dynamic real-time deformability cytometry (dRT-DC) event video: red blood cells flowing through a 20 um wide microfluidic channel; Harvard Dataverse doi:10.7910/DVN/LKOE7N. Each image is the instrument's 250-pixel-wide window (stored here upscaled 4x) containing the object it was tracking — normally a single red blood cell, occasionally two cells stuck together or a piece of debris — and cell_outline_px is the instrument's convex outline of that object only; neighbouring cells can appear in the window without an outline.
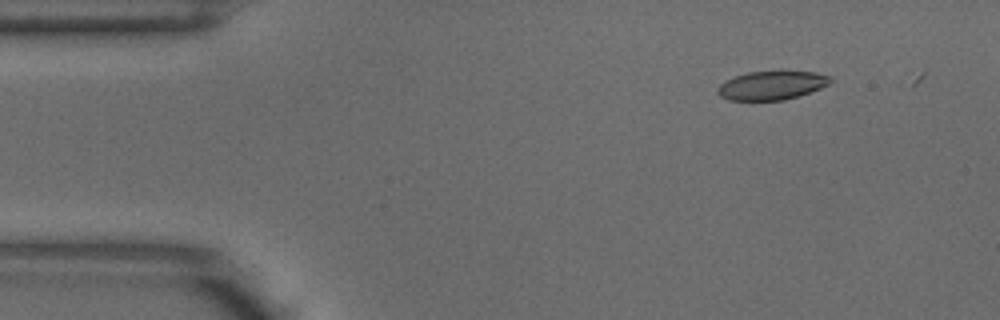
{"species": "common noctule bat (a hibernating species)", "species_latin": "Nyctalus noctula", "temperature_condition": "warm", "stored_images_in_passage": 5, "camera_frame_rate_fps": 3000, "um_per_image_px": 0.085, "animal": {"sex": "male", "body_mass_g": 18.8}, "frame": {"image": 1, "passage_image": 2, "time_ms": 0.333, "image_size_px": [1000, 320], "cell_outline_px": [[832, 80], [828, 84], [820, 88], [784, 100], [728, 100], [720, 96], [716, 92], [716, 88], [720, 84], [736, 76], [748, 72], [816, 72], [832, 76]], "centroid_in_image_um": [65.57, 7.26], "position_along_channel_um": 19.4, "area_um2": 18.55}}
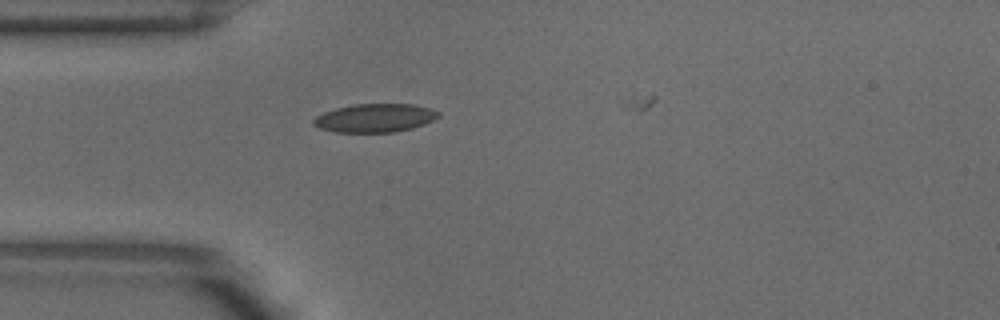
{"frame": {"image": 2, "passage_image": 4, "time_ms": 1.0, "image_size_px": [1000, 320], "cell_outline_px": [[440, 116], [424, 124], [412, 128], [392, 132], [336, 132], [320, 128], [312, 124], [312, 120], [316, 116], [324, 112], [336, 108], [352, 104], [416, 104], [432, 108], [440, 112]], "centroid_in_image_um": [31.88, 10.02], "position_along_channel_um": 53.1, "area_um2": 20.81}}